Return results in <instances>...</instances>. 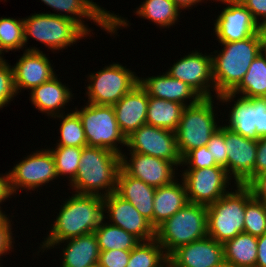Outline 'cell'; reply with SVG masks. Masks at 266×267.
I'll use <instances>...</instances> for the list:
<instances>
[{
    "instance_id": "cell-52",
    "label": "cell",
    "mask_w": 266,
    "mask_h": 267,
    "mask_svg": "<svg viewBox=\"0 0 266 267\" xmlns=\"http://www.w3.org/2000/svg\"><path fill=\"white\" fill-rule=\"evenodd\" d=\"M162 267H171L169 260Z\"/></svg>"
},
{
    "instance_id": "cell-32",
    "label": "cell",
    "mask_w": 266,
    "mask_h": 267,
    "mask_svg": "<svg viewBox=\"0 0 266 267\" xmlns=\"http://www.w3.org/2000/svg\"><path fill=\"white\" fill-rule=\"evenodd\" d=\"M95 236L100 251L132 250L140 240L120 227L105 222L97 227Z\"/></svg>"
},
{
    "instance_id": "cell-45",
    "label": "cell",
    "mask_w": 266,
    "mask_h": 267,
    "mask_svg": "<svg viewBox=\"0 0 266 267\" xmlns=\"http://www.w3.org/2000/svg\"><path fill=\"white\" fill-rule=\"evenodd\" d=\"M239 1L251 12L253 18L259 25L266 23V0Z\"/></svg>"
},
{
    "instance_id": "cell-29",
    "label": "cell",
    "mask_w": 266,
    "mask_h": 267,
    "mask_svg": "<svg viewBox=\"0 0 266 267\" xmlns=\"http://www.w3.org/2000/svg\"><path fill=\"white\" fill-rule=\"evenodd\" d=\"M184 108L181 103L149 97L146 124L175 132Z\"/></svg>"
},
{
    "instance_id": "cell-37",
    "label": "cell",
    "mask_w": 266,
    "mask_h": 267,
    "mask_svg": "<svg viewBox=\"0 0 266 267\" xmlns=\"http://www.w3.org/2000/svg\"><path fill=\"white\" fill-rule=\"evenodd\" d=\"M244 232L255 237L266 233V204L253 196L245 204Z\"/></svg>"
},
{
    "instance_id": "cell-18",
    "label": "cell",
    "mask_w": 266,
    "mask_h": 267,
    "mask_svg": "<svg viewBox=\"0 0 266 267\" xmlns=\"http://www.w3.org/2000/svg\"><path fill=\"white\" fill-rule=\"evenodd\" d=\"M106 203V218L110 224L120 227L134 235L140 241H148L156 237V230L151 222L128 201L115 192L104 197ZM109 216V218H108Z\"/></svg>"
},
{
    "instance_id": "cell-15",
    "label": "cell",
    "mask_w": 266,
    "mask_h": 267,
    "mask_svg": "<svg viewBox=\"0 0 266 267\" xmlns=\"http://www.w3.org/2000/svg\"><path fill=\"white\" fill-rule=\"evenodd\" d=\"M226 4L218 14L213 33L218 42H235L258 34L259 24L239 0H213Z\"/></svg>"
},
{
    "instance_id": "cell-35",
    "label": "cell",
    "mask_w": 266,
    "mask_h": 267,
    "mask_svg": "<svg viewBox=\"0 0 266 267\" xmlns=\"http://www.w3.org/2000/svg\"><path fill=\"white\" fill-rule=\"evenodd\" d=\"M25 46L23 18L0 17V57L4 52L18 51Z\"/></svg>"
},
{
    "instance_id": "cell-11",
    "label": "cell",
    "mask_w": 266,
    "mask_h": 267,
    "mask_svg": "<svg viewBox=\"0 0 266 267\" xmlns=\"http://www.w3.org/2000/svg\"><path fill=\"white\" fill-rule=\"evenodd\" d=\"M180 175L186 187L188 202L204 206L213 204L227 194L232 180L221 166L186 169Z\"/></svg>"
},
{
    "instance_id": "cell-48",
    "label": "cell",
    "mask_w": 266,
    "mask_h": 267,
    "mask_svg": "<svg viewBox=\"0 0 266 267\" xmlns=\"http://www.w3.org/2000/svg\"><path fill=\"white\" fill-rule=\"evenodd\" d=\"M256 267H266V233L257 237Z\"/></svg>"
},
{
    "instance_id": "cell-14",
    "label": "cell",
    "mask_w": 266,
    "mask_h": 267,
    "mask_svg": "<svg viewBox=\"0 0 266 267\" xmlns=\"http://www.w3.org/2000/svg\"><path fill=\"white\" fill-rule=\"evenodd\" d=\"M175 79L187 83L202 98H217L213 80L212 55L195 50L183 56L166 71ZM213 88V89H212Z\"/></svg>"
},
{
    "instance_id": "cell-10",
    "label": "cell",
    "mask_w": 266,
    "mask_h": 267,
    "mask_svg": "<svg viewBox=\"0 0 266 267\" xmlns=\"http://www.w3.org/2000/svg\"><path fill=\"white\" fill-rule=\"evenodd\" d=\"M47 6H50L56 13H49L51 15H58L76 22L88 35L91 37L90 28L85 25L83 19L92 20L95 25L100 26L102 30L107 33L116 34L119 28L130 27L129 21L126 18L111 13L103 7L99 6L92 0H41ZM83 18V19H82Z\"/></svg>"
},
{
    "instance_id": "cell-31",
    "label": "cell",
    "mask_w": 266,
    "mask_h": 267,
    "mask_svg": "<svg viewBox=\"0 0 266 267\" xmlns=\"http://www.w3.org/2000/svg\"><path fill=\"white\" fill-rule=\"evenodd\" d=\"M134 13L162 28H169L179 22L181 11L172 0H145Z\"/></svg>"
},
{
    "instance_id": "cell-53",
    "label": "cell",
    "mask_w": 266,
    "mask_h": 267,
    "mask_svg": "<svg viewBox=\"0 0 266 267\" xmlns=\"http://www.w3.org/2000/svg\"><path fill=\"white\" fill-rule=\"evenodd\" d=\"M90 267H100V266H99V264L97 263V264L92 265V266H90Z\"/></svg>"
},
{
    "instance_id": "cell-44",
    "label": "cell",
    "mask_w": 266,
    "mask_h": 267,
    "mask_svg": "<svg viewBox=\"0 0 266 267\" xmlns=\"http://www.w3.org/2000/svg\"><path fill=\"white\" fill-rule=\"evenodd\" d=\"M256 111V134L259 138L266 137V98H254Z\"/></svg>"
},
{
    "instance_id": "cell-7",
    "label": "cell",
    "mask_w": 266,
    "mask_h": 267,
    "mask_svg": "<svg viewBox=\"0 0 266 267\" xmlns=\"http://www.w3.org/2000/svg\"><path fill=\"white\" fill-rule=\"evenodd\" d=\"M24 40L27 45L31 37L39 41L51 51L67 49L78 40L89 35L73 20L51 15L49 13H34L23 18Z\"/></svg>"
},
{
    "instance_id": "cell-39",
    "label": "cell",
    "mask_w": 266,
    "mask_h": 267,
    "mask_svg": "<svg viewBox=\"0 0 266 267\" xmlns=\"http://www.w3.org/2000/svg\"><path fill=\"white\" fill-rule=\"evenodd\" d=\"M184 165V166H183ZM181 166H187V169H202L218 166L212 158L207 145L189 151L183 158Z\"/></svg>"
},
{
    "instance_id": "cell-40",
    "label": "cell",
    "mask_w": 266,
    "mask_h": 267,
    "mask_svg": "<svg viewBox=\"0 0 266 267\" xmlns=\"http://www.w3.org/2000/svg\"><path fill=\"white\" fill-rule=\"evenodd\" d=\"M207 148L214 158L216 164L226 169L228 154L225 144V125H222L211 137L207 143Z\"/></svg>"
},
{
    "instance_id": "cell-50",
    "label": "cell",
    "mask_w": 266,
    "mask_h": 267,
    "mask_svg": "<svg viewBox=\"0 0 266 267\" xmlns=\"http://www.w3.org/2000/svg\"><path fill=\"white\" fill-rule=\"evenodd\" d=\"M258 34L261 40V52L266 54V23L259 25Z\"/></svg>"
},
{
    "instance_id": "cell-49",
    "label": "cell",
    "mask_w": 266,
    "mask_h": 267,
    "mask_svg": "<svg viewBox=\"0 0 266 267\" xmlns=\"http://www.w3.org/2000/svg\"><path fill=\"white\" fill-rule=\"evenodd\" d=\"M175 5L180 9V10H184V9H191L193 6H196L197 3H201L205 0H172ZM208 1V0H206ZM192 6V7H191ZM190 7V8H189Z\"/></svg>"
},
{
    "instance_id": "cell-28",
    "label": "cell",
    "mask_w": 266,
    "mask_h": 267,
    "mask_svg": "<svg viewBox=\"0 0 266 267\" xmlns=\"http://www.w3.org/2000/svg\"><path fill=\"white\" fill-rule=\"evenodd\" d=\"M224 259L234 267H256L257 237L242 232L223 243Z\"/></svg>"
},
{
    "instance_id": "cell-51",
    "label": "cell",
    "mask_w": 266,
    "mask_h": 267,
    "mask_svg": "<svg viewBox=\"0 0 266 267\" xmlns=\"http://www.w3.org/2000/svg\"><path fill=\"white\" fill-rule=\"evenodd\" d=\"M215 267H234V266L232 264L224 261L223 263H221L220 265L215 266Z\"/></svg>"
},
{
    "instance_id": "cell-21",
    "label": "cell",
    "mask_w": 266,
    "mask_h": 267,
    "mask_svg": "<svg viewBox=\"0 0 266 267\" xmlns=\"http://www.w3.org/2000/svg\"><path fill=\"white\" fill-rule=\"evenodd\" d=\"M139 84L149 97L181 103L185 107L196 104L202 98L187 83L173 78L167 72L148 78L139 77Z\"/></svg>"
},
{
    "instance_id": "cell-42",
    "label": "cell",
    "mask_w": 266,
    "mask_h": 267,
    "mask_svg": "<svg viewBox=\"0 0 266 267\" xmlns=\"http://www.w3.org/2000/svg\"><path fill=\"white\" fill-rule=\"evenodd\" d=\"M5 213H0V260L3 255H7L12 251L14 241V234L12 232V224ZM13 243V244H12ZM1 264V263H0ZM0 267H3L0 265Z\"/></svg>"
},
{
    "instance_id": "cell-47",
    "label": "cell",
    "mask_w": 266,
    "mask_h": 267,
    "mask_svg": "<svg viewBox=\"0 0 266 267\" xmlns=\"http://www.w3.org/2000/svg\"><path fill=\"white\" fill-rule=\"evenodd\" d=\"M14 195L12 188H11V181H10V175L9 172L6 174H0V213L2 212V203L6 200H9V198H12L11 196Z\"/></svg>"
},
{
    "instance_id": "cell-20",
    "label": "cell",
    "mask_w": 266,
    "mask_h": 267,
    "mask_svg": "<svg viewBox=\"0 0 266 267\" xmlns=\"http://www.w3.org/2000/svg\"><path fill=\"white\" fill-rule=\"evenodd\" d=\"M168 260L171 267H215L225 261L223 243L206 236L179 247Z\"/></svg>"
},
{
    "instance_id": "cell-13",
    "label": "cell",
    "mask_w": 266,
    "mask_h": 267,
    "mask_svg": "<svg viewBox=\"0 0 266 267\" xmlns=\"http://www.w3.org/2000/svg\"><path fill=\"white\" fill-rule=\"evenodd\" d=\"M126 147L129 152L158 157L181 167L174 131L144 124L126 138Z\"/></svg>"
},
{
    "instance_id": "cell-25",
    "label": "cell",
    "mask_w": 266,
    "mask_h": 267,
    "mask_svg": "<svg viewBox=\"0 0 266 267\" xmlns=\"http://www.w3.org/2000/svg\"><path fill=\"white\" fill-rule=\"evenodd\" d=\"M62 243L65 247L62 249L60 267H90L99 262L100 249L94 232L54 243L50 248Z\"/></svg>"
},
{
    "instance_id": "cell-24",
    "label": "cell",
    "mask_w": 266,
    "mask_h": 267,
    "mask_svg": "<svg viewBox=\"0 0 266 267\" xmlns=\"http://www.w3.org/2000/svg\"><path fill=\"white\" fill-rule=\"evenodd\" d=\"M156 187L128 175L122 168L118 174L115 193L130 202L153 226L154 196Z\"/></svg>"
},
{
    "instance_id": "cell-43",
    "label": "cell",
    "mask_w": 266,
    "mask_h": 267,
    "mask_svg": "<svg viewBox=\"0 0 266 267\" xmlns=\"http://www.w3.org/2000/svg\"><path fill=\"white\" fill-rule=\"evenodd\" d=\"M246 186L251 190L255 199L266 204V169L253 177Z\"/></svg>"
},
{
    "instance_id": "cell-22",
    "label": "cell",
    "mask_w": 266,
    "mask_h": 267,
    "mask_svg": "<svg viewBox=\"0 0 266 267\" xmlns=\"http://www.w3.org/2000/svg\"><path fill=\"white\" fill-rule=\"evenodd\" d=\"M148 100L146 91L138 84L113 105L117 124L126 138L146 124Z\"/></svg>"
},
{
    "instance_id": "cell-46",
    "label": "cell",
    "mask_w": 266,
    "mask_h": 267,
    "mask_svg": "<svg viewBox=\"0 0 266 267\" xmlns=\"http://www.w3.org/2000/svg\"><path fill=\"white\" fill-rule=\"evenodd\" d=\"M265 169H266V137H263L259 138L258 140L253 177L260 174Z\"/></svg>"
},
{
    "instance_id": "cell-41",
    "label": "cell",
    "mask_w": 266,
    "mask_h": 267,
    "mask_svg": "<svg viewBox=\"0 0 266 267\" xmlns=\"http://www.w3.org/2000/svg\"><path fill=\"white\" fill-rule=\"evenodd\" d=\"M130 255L131 250L100 251L98 264L100 267H126Z\"/></svg>"
},
{
    "instance_id": "cell-27",
    "label": "cell",
    "mask_w": 266,
    "mask_h": 267,
    "mask_svg": "<svg viewBox=\"0 0 266 267\" xmlns=\"http://www.w3.org/2000/svg\"><path fill=\"white\" fill-rule=\"evenodd\" d=\"M180 182L176 179L171 184L156 188L153 201L155 230L188 203L185 184Z\"/></svg>"
},
{
    "instance_id": "cell-12",
    "label": "cell",
    "mask_w": 266,
    "mask_h": 267,
    "mask_svg": "<svg viewBox=\"0 0 266 267\" xmlns=\"http://www.w3.org/2000/svg\"><path fill=\"white\" fill-rule=\"evenodd\" d=\"M14 194L21 190L37 191L46 183L58 179L55 161L51 151L40 149L27 155L9 171Z\"/></svg>"
},
{
    "instance_id": "cell-16",
    "label": "cell",
    "mask_w": 266,
    "mask_h": 267,
    "mask_svg": "<svg viewBox=\"0 0 266 267\" xmlns=\"http://www.w3.org/2000/svg\"><path fill=\"white\" fill-rule=\"evenodd\" d=\"M225 144L228 154L226 172L234 186L246 185L253 178L258 141L248 139L225 126Z\"/></svg>"
},
{
    "instance_id": "cell-17",
    "label": "cell",
    "mask_w": 266,
    "mask_h": 267,
    "mask_svg": "<svg viewBox=\"0 0 266 267\" xmlns=\"http://www.w3.org/2000/svg\"><path fill=\"white\" fill-rule=\"evenodd\" d=\"M129 154L130 160L125 153L121 155V168L128 175L156 188L176 180V167L172 162L140 153Z\"/></svg>"
},
{
    "instance_id": "cell-38",
    "label": "cell",
    "mask_w": 266,
    "mask_h": 267,
    "mask_svg": "<svg viewBox=\"0 0 266 267\" xmlns=\"http://www.w3.org/2000/svg\"><path fill=\"white\" fill-rule=\"evenodd\" d=\"M4 57H0V110L9 105L17 95L14 87L13 68Z\"/></svg>"
},
{
    "instance_id": "cell-4",
    "label": "cell",
    "mask_w": 266,
    "mask_h": 267,
    "mask_svg": "<svg viewBox=\"0 0 266 267\" xmlns=\"http://www.w3.org/2000/svg\"><path fill=\"white\" fill-rule=\"evenodd\" d=\"M208 236L207 206L187 203L156 229V239L169 257L176 249Z\"/></svg>"
},
{
    "instance_id": "cell-30",
    "label": "cell",
    "mask_w": 266,
    "mask_h": 267,
    "mask_svg": "<svg viewBox=\"0 0 266 267\" xmlns=\"http://www.w3.org/2000/svg\"><path fill=\"white\" fill-rule=\"evenodd\" d=\"M244 98H266V54L260 52L252 61L241 83L231 92Z\"/></svg>"
},
{
    "instance_id": "cell-36",
    "label": "cell",
    "mask_w": 266,
    "mask_h": 267,
    "mask_svg": "<svg viewBox=\"0 0 266 267\" xmlns=\"http://www.w3.org/2000/svg\"><path fill=\"white\" fill-rule=\"evenodd\" d=\"M54 158L58 178H67L70 183L76 177L80 166V156L82 148L73 146H56L54 149L48 148Z\"/></svg>"
},
{
    "instance_id": "cell-6",
    "label": "cell",
    "mask_w": 266,
    "mask_h": 267,
    "mask_svg": "<svg viewBox=\"0 0 266 267\" xmlns=\"http://www.w3.org/2000/svg\"><path fill=\"white\" fill-rule=\"evenodd\" d=\"M214 100L201 98L196 104L183 109L176 133L177 148L181 158L189 151L207 145L210 137L220 129L216 121Z\"/></svg>"
},
{
    "instance_id": "cell-5",
    "label": "cell",
    "mask_w": 266,
    "mask_h": 267,
    "mask_svg": "<svg viewBox=\"0 0 266 267\" xmlns=\"http://www.w3.org/2000/svg\"><path fill=\"white\" fill-rule=\"evenodd\" d=\"M234 190L207 206L208 236L220 243L244 232L245 204L252 193L246 185L236 184Z\"/></svg>"
},
{
    "instance_id": "cell-9",
    "label": "cell",
    "mask_w": 266,
    "mask_h": 267,
    "mask_svg": "<svg viewBox=\"0 0 266 267\" xmlns=\"http://www.w3.org/2000/svg\"><path fill=\"white\" fill-rule=\"evenodd\" d=\"M87 103L113 106L139 84L136 73L118 63H112L87 77Z\"/></svg>"
},
{
    "instance_id": "cell-19",
    "label": "cell",
    "mask_w": 266,
    "mask_h": 267,
    "mask_svg": "<svg viewBox=\"0 0 266 267\" xmlns=\"http://www.w3.org/2000/svg\"><path fill=\"white\" fill-rule=\"evenodd\" d=\"M12 68L17 95L22 89L31 91L56 75L49 58L35 46L26 48Z\"/></svg>"
},
{
    "instance_id": "cell-8",
    "label": "cell",
    "mask_w": 266,
    "mask_h": 267,
    "mask_svg": "<svg viewBox=\"0 0 266 267\" xmlns=\"http://www.w3.org/2000/svg\"><path fill=\"white\" fill-rule=\"evenodd\" d=\"M85 132L88 147L108 149L122 155V148L126 147V137L117 124L113 106L86 103L81 109L75 107Z\"/></svg>"
},
{
    "instance_id": "cell-33",
    "label": "cell",
    "mask_w": 266,
    "mask_h": 267,
    "mask_svg": "<svg viewBox=\"0 0 266 267\" xmlns=\"http://www.w3.org/2000/svg\"><path fill=\"white\" fill-rule=\"evenodd\" d=\"M168 261L157 239L140 241L132 250L126 267H162Z\"/></svg>"
},
{
    "instance_id": "cell-2",
    "label": "cell",
    "mask_w": 266,
    "mask_h": 267,
    "mask_svg": "<svg viewBox=\"0 0 266 267\" xmlns=\"http://www.w3.org/2000/svg\"><path fill=\"white\" fill-rule=\"evenodd\" d=\"M120 169V155L105 148L82 147L80 166L69 186L74 193L106 197L115 192Z\"/></svg>"
},
{
    "instance_id": "cell-26",
    "label": "cell",
    "mask_w": 266,
    "mask_h": 267,
    "mask_svg": "<svg viewBox=\"0 0 266 267\" xmlns=\"http://www.w3.org/2000/svg\"><path fill=\"white\" fill-rule=\"evenodd\" d=\"M232 93H224L217 96V100L220 103L234 102L230 108L228 119L229 121L224 124L234 132L246 137L258 141L259 137L256 134V111L254 110V98L237 97Z\"/></svg>"
},
{
    "instance_id": "cell-3",
    "label": "cell",
    "mask_w": 266,
    "mask_h": 267,
    "mask_svg": "<svg viewBox=\"0 0 266 267\" xmlns=\"http://www.w3.org/2000/svg\"><path fill=\"white\" fill-rule=\"evenodd\" d=\"M222 50L211 52L215 94L231 93L243 80L252 61L261 52L259 34L235 42H219Z\"/></svg>"
},
{
    "instance_id": "cell-23",
    "label": "cell",
    "mask_w": 266,
    "mask_h": 267,
    "mask_svg": "<svg viewBox=\"0 0 266 267\" xmlns=\"http://www.w3.org/2000/svg\"><path fill=\"white\" fill-rule=\"evenodd\" d=\"M57 76L56 74L49 81L33 88L29 97L37 110L51 118L64 114L63 109L68 102L70 103V100L72 101L74 95L72 90Z\"/></svg>"
},
{
    "instance_id": "cell-1",
    "label": "cell",
    "mask_w": 266,
    "mask_h": 267,
    "mask_svg": "<svg viewBox=\"0 0 266 267\" xmlns=\"http://www.w3.org/2000/svg\"><path fill=\"white\" fill-rule=\"evenodd\" d=\"M59 213L50 226L48 237L44 238L38 249L43 252L57 242L95 232L104 224L106 203L104 197L72 193L69 199L63 200Z\"/></svg>"
},
{
    "instance_id": "cell-34",
    "label": "cell",
    "mask_w": 266,
    "mask_h": 267,
    "mask_svg": "<svg viewBox=\"0 0 266 267\" xmlns=\"http://www.w3.org/2000/svg\"><path fill=\"white\" fill-rule=\"evenodd\" d=\"M54 118H60L59 120L62 121L59 128V143L57 142L55 144L56 146H73L79 148L87 146L84 128L80 116L75 110L55 116Z\"/></svg>"
}]
</instances>
